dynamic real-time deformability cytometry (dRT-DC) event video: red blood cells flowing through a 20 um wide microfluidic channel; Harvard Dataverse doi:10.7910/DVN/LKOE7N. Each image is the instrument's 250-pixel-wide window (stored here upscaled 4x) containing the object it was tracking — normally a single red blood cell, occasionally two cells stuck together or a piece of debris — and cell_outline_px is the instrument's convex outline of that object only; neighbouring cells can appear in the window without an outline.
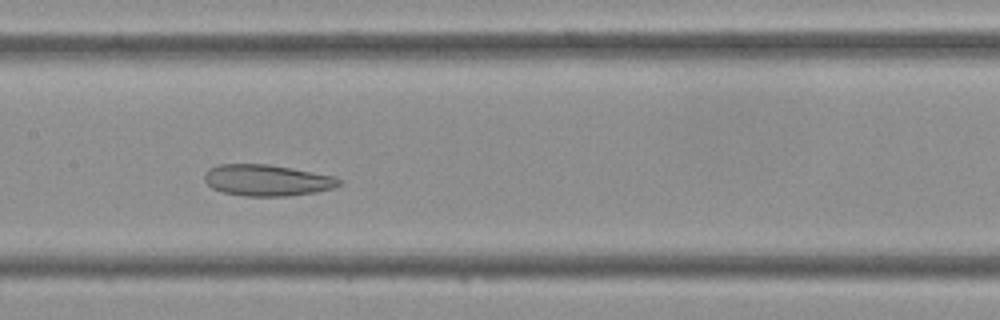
{"species": "Egyptian fruit bat (a non-hibernating species)", "species_latin": "Rousettus aegyptiacus", "temperature_condition": "cold", "stored_images_in_passage": 41, "camera_frame_rate_fps": 3000, "um_per_image_px": 0.085, "frame": {"image": 1, "passage_image": 19, "time_ms": 6.0, "image_size_px": [1000, 320], "cell_outline_px": [[344, 184], [332, 188], [316, 192], [288, 196], [244, 196], [224, 192], [212, 188], [204, 180], [204, 172], [208, 168], [220, 164], [268, 164], [336, 176], [344, 180]], "centroid_in_image_um": [22.73, 15.32], "position_along_channel_um": 184.7, "area_um2": 24.8}}
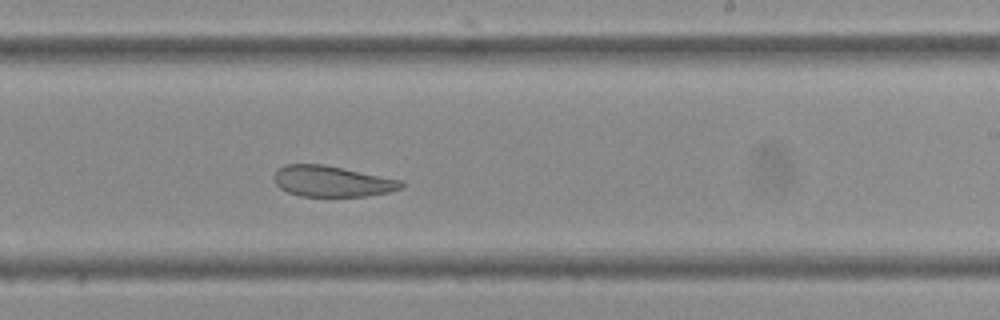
{"frame": {"image": 2, "passage_image": 24, "time_ms": 7.667, "image_size_px": [1000, 320], "cell_outline_px": [[404, 184], [400, 188], [388, 192], [364, 196], [300, 196], [288, 192], [280, 188], [276, 184], [272, 176], [284, 164], [324, 164], [404, 180]], "centroid_in_image_um": [28.22, 15.4], "position_along_channel_um": 260.8, "area_um2": 22.95}}
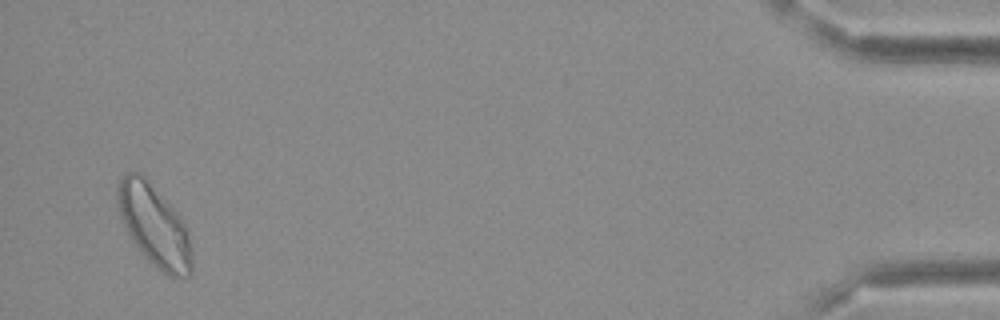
{"frame": {"image": 3, "passage_image": 40, "time_ms": 13.0, "image_size_px": [1000, 320], "cell_outline_px": [[192, 272], [188, 276], [168, 276], [148, 260], [144, 256], [132, 240], [120, 216], [116, 192], [120, 180], [128, 172], [140, 172], [172, 204], [180, 216], [188, 232], [192, 248]], "centroid_in_image_um": [13.14, 19.16], "position_along_channel_um": 422.1, "area_um2": 35.2}}